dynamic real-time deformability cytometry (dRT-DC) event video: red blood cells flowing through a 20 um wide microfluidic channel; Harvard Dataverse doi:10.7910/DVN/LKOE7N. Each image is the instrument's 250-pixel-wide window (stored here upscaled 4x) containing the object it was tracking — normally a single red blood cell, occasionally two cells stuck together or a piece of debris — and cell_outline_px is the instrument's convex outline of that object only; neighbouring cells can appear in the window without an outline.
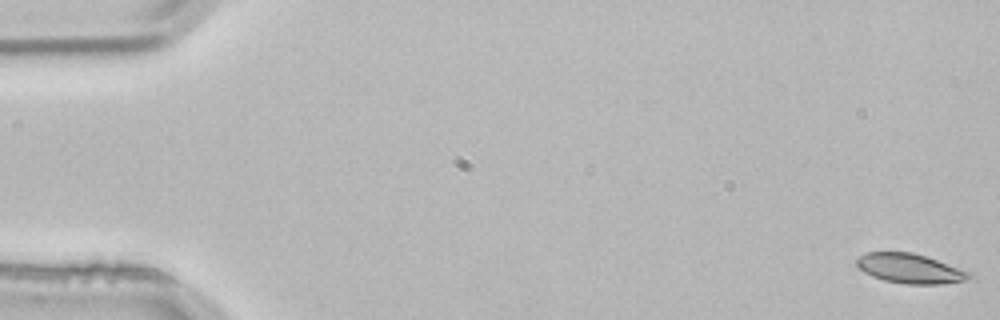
{"species": "common noctule bat (a hibernating species)", "species_latin": "Nyctalus noctula", "temperature_condition": "room temperature", "stored_images_in_passage": 5, "camera_frame_rate_fps": 3000, "um_per_image_px": 0.085, "animal": {"sex": "male", "body_mass_g": 21.5, "forearm_length_mm": 52.0}, "frame": {"image": 1, "passage_image": 1, "time_ms": 0.0, "image_size_px": [1000, 320], "cell_outline_px": [[972, 276], [964, 280], [940, 284], [904, 284], [884, 280], [872, 276], [864, 272], [856, 264], [856, 260], [860, 256], [868, 252], [912, 252], [928, 256], [972, 272]], "centroid_in_image_um": [77.37, 22.81], "position_along_channel_um": 7.6, "area_um2": 19.48}}
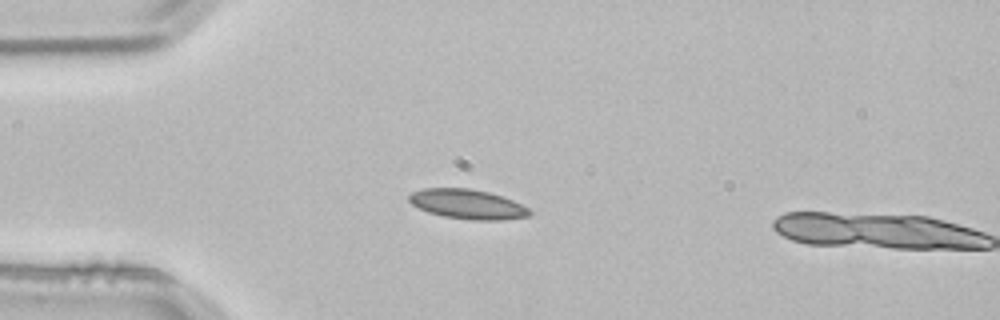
{"frame": {"image": 2, "passage_image": 4, "time_ms": 1.0, "image_size_px": [1000, 320], "cell_outline_px": [[532, 216], [504, 220], [472, 220], [444, 216], [428, 212], [412, 204], [408, 200], [408, 196], [412, 192], [424, 188], [468, 188], [488, 192], [512, 200], [528, 208], [532, 212]], "centroid_in_image_um": [39.75, 17.36], "position_along_channel_um": 45.2, "area_um2": 20.75}}